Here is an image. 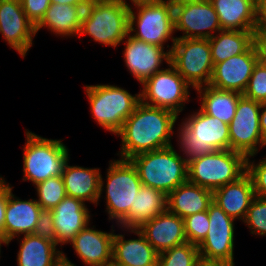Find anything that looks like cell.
I'll return each instance as SVG.
<instances>
[{"instance_id": "13", "label": "cell", "mask_w": 266, "mask_h": 266, "mask_svg": "<svg viewBox=\"0 0 266 266\" xmlns=\"http://www.w3.org/2000/svg\"><path fill=\"white\" fill-rule=\"evenodd\" d=\"M173 12L174 30L182 33L176 38L209 39L222 30L211 1L173 0Z\"/></svg>"}, {"instance_id": "33", "label": "cell", "mask_w": 266, "mask_h": 266, "mask_svg": "<svg viewBox=\"0 0 266 266\" xmlns=\"http://www.w3.org/2000/svg\"><path fill=\"white\" fill-rule=\"evenodd\" d=\"M199 259L198 246L187 241L158 254L157 266H195Z\"/></svg>"}, {"instance_id": "37", "label": "cell", "mask_w": 266, "mask_h": 266, "mask_svg": "<svg viewBox=\"0 0 266 266\" xmlns=\"http://www.w3.org/2000/svg\"><path fill=\"white\" fill-rule=\"evenodd\" d=\"M250 157L246 159V173L250 176L254 194L257 197L266 198V161L262 158L259 162L250 160Z\"/></svg>"}, {"instance_id": "51", "label": "cell", "mask_w": 266, "mask_h": 266, "mask_svg": "<svg viewBox=\"0 0 266 266\" xmlns=\"http://www.w3.org/2000/svg\"><path fill=\"white\" fill-rule=\"evenodd\" d=\"M253 1L258 5L260 0H253Z\"/></svg>"}, {"instance_id": "15", "label": "cell", "mask_w": 266, "mask_h": 266, "mask_svg": "<svg viewBox=\"0 0 266 266\" xmlns=\"http://www.w3.org/2000/svg\"><path fill=\"white\" fill-rule=\"evenodd\" d=\"M121 44L125 45L123 50L125 66L140 84L164 69L160 68L164 64L163 61L167 65L170 63L172 48L168 44L165 50L163 47L134 38L129 33Z\"/></svg>"}, {"instance_id": "28", "label": "cell", "mask_w": 266, "mask_h": 266, "mask_svg": "<svg viewBox=\"0 0 266 266\" xmlns=\"http://www.w3.org/2000/svg\"><path fill=\"white\" fill-rule=\"evenodd\" d=\"M213 202V192L189 181L167 195V209L182 219L207 211Z\"/></svg>"}, {"instance_id": "2", "label": "cell", "mask_w": 266, "mask_h": 266, "mask_svg": "<svg viewBox=\"0 0 266 266\" xmlns=\"http://www.w3.org/2000/svg\"><path fill=\"white\" fill-rule=\"evenodd\" d=\"M183 120V121H182ZM181 120L177 144L181 154L190 160L197 156L230 149L229 125L204 113L200 108Z\"/></svg>"}, {"instance_id": "35", "label": "cell", "mask_w": 266, "mask_h": 266, "mask_svg": "<svg viewBox=\"0 0 266 266\" xmlns=\"http://www.w3.org/2000/svg\"><path fill=\"white\" fill-rule=\"evenodd\" d=\"M184 232L189 243L199 245L206 237L209 229L208 212L203 211L189 215L183 219Z\"/></svg>"}, {"instance_id": "43", "label": "cell", "mask_w": 266, "mask_h": 266, "mask_svg": "<svg viewBox=\"0 0 266 266\" xmlns=\"http://www.w3.org/2000/svg\"><path fill=\"white\" fill-rule=\"evenodd\" d=\"M260 131L263 140L266 142V102L261 103L260 107Z\"/></svg>"}, {"instance_id": "38", "label": "cell", "mask_w": 266, "mask_h": 266, "mask_svg": "<svg viewBox=\"0 0 266 266\" xmlns=\"http://www.w3.org/2000/svg\"><path fill=\"white\" fill-rule=\"evenodd\" d=\"M33 234L57 244L51 210H42L40 212Z\"/></svg>"}, {"instance_id": "10", "label": "cell", "mask_w": 266, "mask_h": 266, "mask_svg": "<svg viewBox=\"0 0 266 266\" xmlns=\"http://www.w3.org/2000/svg\"><path fill=\"white\" fill-rule=\"evenodd\" d=\"M170 63L192 89L209 85L214 67L209 39L177 38Z\"/></svg>"}, {"instance_id": "16", "label": "cell", "mask_w": 266, "mask_h": 266, "mask_svg": "<svg viewBox=\"0 0 266 266\" xmlns=\"http://www.w3.org/2000/svg\"><path fill=\"white\" fill-rule=\"evenodd\" d=\"M0 34L18 54L25 58L33 46L35 25L27 18L20 0H0Z\"/></svg>"}, {"instance_id": "5", "label": "cell", "mask_w": 266, "mask_h": 266, "mask_svg": "<svg viewBox=\"0 0 266 266\" xmlns=\"http://www.w3.org/2000/svg\"><path fill=\"white\" fill-rule=\"evenodd\" d=\"M25 138L22 181L35 186L48 178L61 176L70 160L69 149L63 140L44 138L28 129H25Z\"/></svg>"}, {"instance_id": "9", "label": "cell", "mask_w": 266, "mask_h": 266, "mask_svg": "<svg viewBox=\"0 0 266 266\" xmlns=\"http://www.w3.org/2000/svg\"><path fill=\"white\" fill-rule=\"evenodd\" d=\"M246 159L230 149L194 157L188 160V181L213 192L243 176Z\"/></svg>"}, {"instance_id": "7", "label": "cell", "mask_w": 266, "mask_h": 266, "mask_svg": "<svg viewBox=\"0 0 266 266\" xmlns=\"http://www.w3.org/2000/svg\"><path fill=\"white\" fill-rule=\"evenodd\" d=\"M83 88L95 122L114 135L140 102V92L132 95L128 90L112 84L85 85Z\"/></svg>"}, {"instance_id": "31", "label": "cell", "mask_w": 266, "mask_h": 266, "mask_svg": "<svg viewBox=\"0 0 266 266\" xmlns=\"http://www.w3.org/2000/svg\"><path fill=\"white\" fill-rule=\"evenodd\" d=\"M255 31L221 30L209 38L213 64L240 55L255 43Z\"/></svg>"}, {"instance_id": "48", "label": "cell", "mask_w": 266, "mask_h": 266, "mask_svg": "<svg viewBox=\"0 0 266 266\" xmlns=\"http://www.w3.org/2000/svg\"><path fill=\"white\" fill-rule=\"evenodd\" d=\"M2 245L7 246V242L5 241V239L2 236H0V258H1V247H2Z\"/></svg>"}, {"instance_id": "12", "label": "cell", "mask_w": 266, "mask_h": 266, "mask_svg": "<svg viewBox=\"0 0 266 266\" xmlns=\"http://www.w3.org/2000/svg\"><path fill=\"white\" fill-rule=\"evenodd\" d=\"M260 107L261 103L242 96L229 124L230 150L246 158L256 157L266 143L260 131Z\"/></svg>"}, {"instance_id": "4", "label": "cell", "mask_w": 266, "mask_h": 266, "mask_svg": "<svg viewBox=\"0 0 266 266\" xmlns=\"http://www.w3.org/2000/svg\"><path fill=\"white\" fill-rule=\"evenodd\" d=\"M129 160L136 167L142 185L166 195L188 181V160L173 145L137 154Z\"/></svg>"}, {"instance_id": "6", "label": "cell", "mask_w": 266, "mask_h": 266, "mask_svg": "<svg viewBox=\"0 0 266 266\" xmlns=\"http://www.w3.org/2000/svg\"><path fill=\"white\" fill-rule=\"evenodd\" d=\"M102 177L104 176L101 174L98 204L104 192L109 222L114 220L117 225L129 213L131 206H134L135 196L142 182L132 162L120 158L109 161L106 179Z\"/></svg>"}, {"instance_id": "45", "label": "cell", "mask_w": 266, "mask_h": 266, "mask_svg": "<svg viewBox=\"0 0 266 266\" xmlns=\"http://www.w3.org/2000/svg\"><path fill=\"white\" fill-rule=\"evenodd\" d=\"M89 2V0H51V3L67 5H88Z\"/></svg>"}, {"instance_id": "47", "label": "cell", "mask_w": 266, "mask_h": 266, "mask_svg": "<svg viewBox=\"0 0 266 266\" xmlns=\"http://www.w3.org/2000/svg\"><path fill=\"white\" fill-rule=\"evenodd\" d=\"M127 2V0H125ZM131 3H130V2ZM128 1V4L129 5H133V4H136V3H145V2H160V1H165V0H129Z\"/></svg>"}, {"instance_id": "19", "label": "cell", "mask_w": 266, "mask_h": 266, "mask_svg": "<svg viewBox=\"0 0 266 266\" xmlns=\"http://www.w3.org/2000/svg\"><path fill=\"white\" fill-rule=\"evenodd\" d=\"M123 233L134 234L138 238L125 239L126 234L113 236L112 266H157L158 253L146 240L139 229L120 228Z\"/></svg>"}, {"instance_id": "41", "label": "cell", "mask_w": 266, "mask_h": 266, "mask_svg": "<svg viewBox=\"0 0 266 266\" xmlns=\"http://www.w3.org/2000/svg\"><path fill=\"white\" fill-rule=\"evenodd\" d=\"M8 199V182L5 180L0 185V236L4 238L5 212Z\"/></svg>"}, {"instance_id": "36", "label": "cell", "mask_w": 266, "mask_h": 266, "mask_svg": "<svg viewBox=\"0 0 266 266\" xmlns=\"http://www.w3.org/2000/svg\"><path fill=\"white\" fill-rule=\"evenodd\" d=\"M242 95L259 103L266 102V67L260 61L254 66Z\"/></svg>"}, {"instance_id": "32", "label": "cell", "mask_w": 266, "mask_h": 266, "mask_svg": "<svg viewBox=\"0 0 266 266\" xmlns=\"http://www.w3.org/2000/svg\"><path fill=\"white\" fill-rule=\"evenodd\" d=\"M36 202L42 210L54 209L65 197L66 191L62 176H55L36 184Z\"/></svg>"}, {"instance_id": "27", "label": "cell", "mask_w": 266, "mask_h": 266, "mask_svg": "<svg viewBox=\"0 0 266 266\" xmlns=\"http://www.w3.org/2000/svg\"><path fill=\"white\" fill-rule=\"evenodd\" d=\"M166 210L167 195L160 190L142 185L135 196L134 206H131L129 213L116 226L137 229Z\"/></svg>"}, {"instance_id": "30", "label": "cell", "mask_w": 266, "mask_h": 266, "mask_svg": "<svg viewBox=\"0 0 266 266\" xmlns=\"http://www.w3.org/2000/svg\"><path fill=\"white\" fill-rule=\"evenodd\" d=\"M199 95L200 109L220 121L230 124L236 113V107L242 94L229 90H221L211 85L195 89Z\"/></svg>"}, {"instance_id": "20", "label": "cell", "mask_w": 266, "mask_h": 266, "mask_svg": "<svg viewBox=\"0 0 266 266\" xmlns=\"http://www.w3.org/2000/svg\"><path fill=\"white\" fill-rule=\"evenodd\" d=\"M13 188L8 183V199L4 222V239L7 246L16 237L32 234L42 211L35 198L22 200L13 194Z\"/></svg>"}, {"instance_id": "40", "label": "cell", "mask_w": 266, "mask_h": 266, "mask_svg": "<svg viewBox=\"0 0 266 266\" xmlns=\"http://www.w3.org/2000/svg\"><path fill=\"white\" fill-rule=\"evenodd\" d=\"M256 38H266V0H260L257 12Z\"/></svg>"}, {"instance_id": "26", "label": "cell", "mask_w": 266, "mask_h": 266, "mask_svg": "<svg viewBox=\"0 0 266 266\" xmlns=\"http://www.w3.org/2000/svg\"><path fill=\"white\" fill-rule=\"evenodd\" d=\"M222 30L256 31L258 5L253 0H210Z\"/></svg>"}, {"instance_id": "42", "label": "cell", "mask_w": 266, "mask_h": 266, "mask_svg": "<svg viewBox=\"0 0 266 266\" xmlns=\"http://www.w3.org/2000/svg\"><path fill=\"white\" fill-rule=\"evenodd\" d=\"M255 45L259 55V61L266 67V38H256Z\"/></svg>"}, {"instance_id": "3", "label": "cell", "mask_w": 266, "mask_h": 266, "mask_svg": "<svg viewBox=\"0 0 266 266\" xmlns=\"http://www.w3.org/2000/svg\"><path fill=\"white\" fill-rule=\"evenodd\" d=\"M128 25L129 4L125 0L90 1L78 37L87 35L103 46L117 48L128 35Z\"/></svg>"}, {"instance_id": "29", "label": "cell", "mask_w": 266, "mask_h": 266, "mask_svg": "<svg viewBox=\"0 0 266 266\" xmlns=\"http://www.w3.org/2000/svg\"><path fill=\"white\" fill-rule=\"evenodd\" d=\"M21 237H16L20 244L16 258L18 266H54L63 255L58 245L50 240L33 233Z\"/></svg>"}, {"instance_id": "18", "label": "cell", "mask_w": 266, "mask_h": 266, "mask_svg": "<svg viewBox=\"0 0 266 266\" xmlns=\"http://www.w3.org/2000/svg\"><path fill=\"white\" fill-rule=\"evenodd\" d=\"M89 223L69 243L86 266H112L114 225L111 231H101Z\"/></svg>"}, {"instance_id": "24", "label": "cell", "mask_w": 266, "mask_h": 266, "mask_svg": "<svg viewBox=\"0 0 266 266\" xmlns=\"http://www.w3.org/2000/svg\"><path fill=\"white\" fill-rule=\"evenodd\" d=\"M67 161L62 172L66 195L80 199L85 204L90 202L98 205L100 187V168H86L70 165Z\"/></svg>"}, {"instance_id": "11", "label": "cell", "mask_w": 266, "mask_h": 266, "mask_svg": "<svg viewBox=\"0 0 266 266\" xmlns=\"http://www.w3.org/2000/svg\"><path fill=\"white\" fill-rule=\"evenodd\" d=\"M167 68L155 73L147 79L140 89V101L146 105L164 108L177 116L185 110L190 102L192 88L169 63Z\"/></svg>"}, {"instance_id": "46", "label": "cell", "mask_w": 266, "mask_h": 266, "mask_svg": "<svg viewBox=\"0 0 266 266\" xmlns=\"http://www.w3.org/2000/svg\"><path fill=\"white\" fill-rule=\"evenodd\" d=\"M54 266H76L74 263H72L67 255L63 252V255L61 258L54 264Z\"/></svg>"}, {"instance_id": "14", "label": "cell", "mask_w": 266, "mask_h": 266, "mask_svg": "<svg viewBox=\"0 0 266 266\" xmlns=\"http://www.w3.org/2000/svg\"><path fill=\"white\" fill-rule=\"evenodd\" d=\"M209 229L205 239L198 245L200 258L222 261L235 265L234 240L235 219L228 216L216 203L207 210Z\"/></svg>"}, {"instance_id": "50", "label": "cell", "mask_w": 266, "mask_h": 266, "mask_svg": "<svg viewBox=\"0 0 266 266\" xmlns=\"http://www.w3.org/2000/svg\"><path fill=\"white\" fill-rule=\"evenodd\" d=\"M182 1H210V0H182Z\"/></svg>"}, {"instance_id": "49", "label": "cell", "mask_w": 266, "mask_h": 266, "mask_svg": "<svg viewBox=\"0 0 266 266\" xmlns=\"http://www.w3.org/2000/svg\"><path fill=\"white\" fill-rule=\"evenodd\" d=\"M5 181V178L0 175V185Z\"/></svg>"}, {"instance_id": "22", "label": "cell", "mask_w": 266, "mask_h": 266, "mask_svg": "<svg viewBox=\"0 0 266 266\" xmlns=\"http://www.w3.org/2000/svg\"><path fill=\"white\" fill-rule=\"evenodd\" d=\"M137 229L158 254L187 242L183 219L168 209Z\"/></svg>"}, {"instance_id": "17", "label": "cell", "mask_w": 266, "mask_h": 266, "mask_svg": "<svg viewBox=\"0 0 266 266\" xmlns=\"http://www.w3.org/2000/svg\"><path fill=\"white\" fill-rule=\"evenodd\" d=\"M258 61L259 55L254 43L244 53L215 64L209 85L243 94Z\"/></svg>"}, {"instance_id": "39", "label": "cell", "mask_w": 266, "mask_h": 266, "mask_svg": "<svg viewBox=\"0 0 266 266\" xmlns=\"http://www.w3.org/2000/svg\"><path fill=\"white\" fill-rule=\"evenodd\" d=\"M27 18L36 26L51 4V0H20Z\"/></svg>"}, {"instance_id": "25", "label": "cell", "mask_w": 266, "mask_h": 266, "mask_svg": "<svg viewBox=\"0 0 266 266\" xmlns=\"http://www.w3.org/2000/svg\"><path fill=\"white\" fill-rule=\"evenodd\" d=\"M88 5H67L51 3L41 21L35 26L36 34L47 28L56 37H78L84 9Z\"/></svg>"}, {"instance_id": "34", "label": "cell", "mask_w": 266, "mask_h": 266, "mask_svg": "<svg viewBox=\"0 0 266 266\" xmlns=\"http://www.w3.org/2000/svg\"><path fill=\"white\" fill-rule=\"evenodd\" d=\"M255 236H266V198L255 196L243 221Z\"/></svg>"}, {"instance_id": "44", "label": "cell", "mask_w": 266, "mask_h": 266, "mask_svg": "<svg viewBox=\"0 0 266 266\" xmlns=\"http://www.w3.org/2000/svg\"><path fill=\"white\" fill-rule=\"evenodd\" d=\"M195 266H235L222 261L205 260L200 258Z\"/></svg>"}, {"instance_id": "8", "label": "cell", "mask_w": 266, "mask_h": 266, "mask_svg": "<svg viewBox=\"0 0 266 266\" xmlns=\"http://www.w3.org/2000/svg\"><path fill=\"white\" fill-rule=\"evenodd\" d=\"M128 33L134 38L163 48L171 40L172 48L177 39L174 37L173 0L129 5Z\"/></svg>"}, {"instance_id": "21", "label": "cell", "mask_w": 266, "mask_h": 266, "mask_svg": "<svg viewBox=\"0 0 266 266\" xmlns=\"http://www.w3.org/2000/svg\"><path fill=\"white\" fill-rule=\"evenodd\" d=\"M90 210L82 200L67 195L51 210L58 246L69 244L90 223Z\"/></svg>"}, {"instance_id": "1", "label": "cell", "mask_w": 266, "mask_h": 266, "mask_svg": "<svg viewBox=\"0 0 266 266\" xmlns=\"http://www.w3.org/2000/svg\"><path fill=\"white\" fill-rule=\"evenodd\" d=\"M178 118L170 110L140 101L116 134L121 138L122 144L117 156L129 160L137 154L174 145L171 139L175 135L174 127Z\"/></svg>"}, {"instance_id": "23", "label": "cell", "mask_w": 266, "mask_h": 266, "mask_svg": "<svg viewBox=\"0 0 266 266\" xmlns=\"http://www.w3.org/2000/svg\"><path fill=\"white\" fill-rule=\"evenodd\" d=\"M255 197L253 183L245 173L237 181L228 183L213 191V202L228 216L244 221L251 201Z\"/></svg>"}]
</instances>
